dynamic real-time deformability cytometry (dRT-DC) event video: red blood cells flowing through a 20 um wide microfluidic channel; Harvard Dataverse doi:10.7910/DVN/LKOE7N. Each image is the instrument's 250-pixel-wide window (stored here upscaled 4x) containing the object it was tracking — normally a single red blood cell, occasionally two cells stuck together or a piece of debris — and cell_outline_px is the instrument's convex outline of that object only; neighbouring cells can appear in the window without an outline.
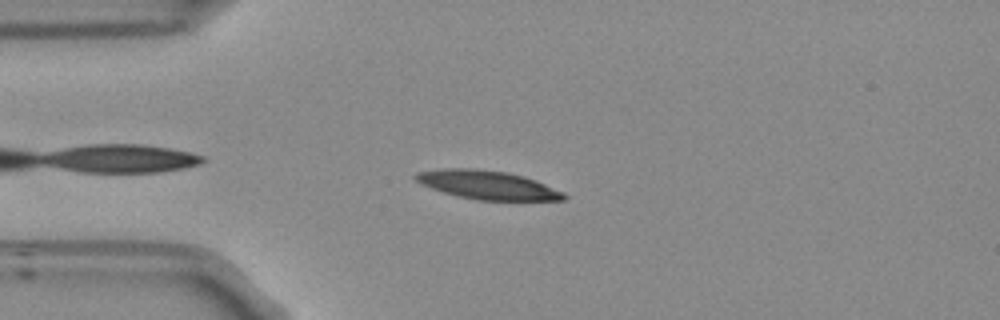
{"species": "Egyptian fruit bat (a non-hibernating species)", "species_latin": "Rousettus aegyptiacus", "temperature_condition": "room temperature", "stored_images_in_passage": 36, "camera_frame_rate_fps": 3000, "um_per_image_px": 0.085, "frame": {"image": 1, "passage_image": 3, "time_ms": 0.667, "image_size_px": [1000, 320], "cell_outline_px": [[568, 196], [564, 200], [476, 200], [456, 196], [420, 184], [412, 176], [416, 172], [440, 168], [476, 168], [508, 172], [524, 176], [536, 180], [564, 192]], "centroid_in_image_um": [41.42, 15.71], "position_along_channel_um": 43.6, "area_um2": 25.03}}
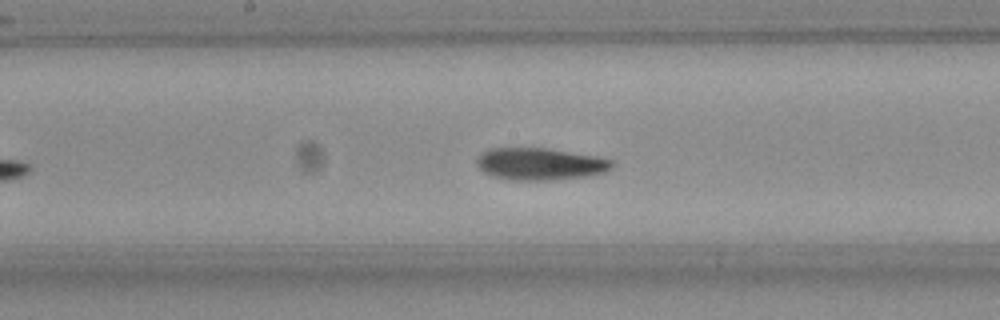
{"frame": {"image": 2, "passage_image": 17, "time_ms": 5.333, "image_size_px": [1000, 320], "cell_outline_px": [[612, 168], [604, 172], [584, 176], [548, 180], [512, 180], [492, 176], [484, 172], [476, 164], [476, 160], [484, 152], [492, 148], [544, 148], [596, 156], [612, 160]], "centroid_in_image_um": [45.88, 13.94], "position_along_channel_um": 202.3, "area_um2": 24.91}}
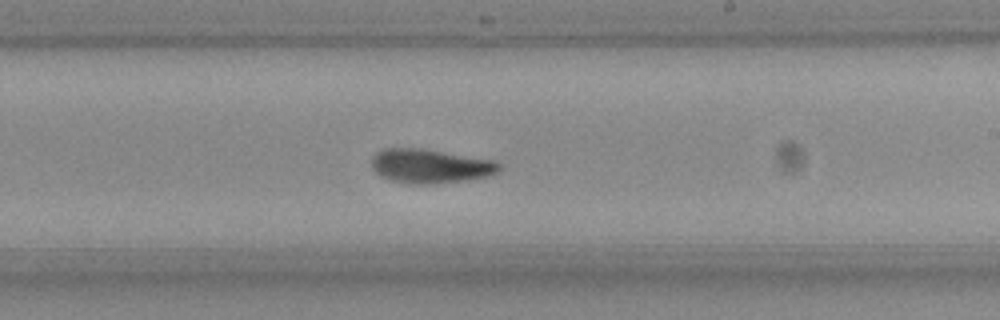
{"frame": {"image": 3, "passage_image": 21, "time_ms": 6.667, "image_size_px": [1000, 320], "cell_outline_px": [[500, 172], [492, 176], [468, 180], [436, 184], [412, 184], [388, 180], [380, 176], [372, 168], [372, 156], [376, 152], [384, 148], [420, 148], [496, 160], [500, 164]], "centroid_in_image_um": [36.6, 14.13], "position_along_channel_um": 252.4, "area_um2": 25.84}, "authors_computed_cell_mechanics": {"area_um2": 24.5361, "velocity_mm_per_s": 3.7744, "shape_relaxation_time_tau1_ms": 4.5665, "shape_relaxation_time_tau2_ms": 2.9947, "deformation_change_tau1": 0.1796, "deformation_change_tau2": 0.0859}}